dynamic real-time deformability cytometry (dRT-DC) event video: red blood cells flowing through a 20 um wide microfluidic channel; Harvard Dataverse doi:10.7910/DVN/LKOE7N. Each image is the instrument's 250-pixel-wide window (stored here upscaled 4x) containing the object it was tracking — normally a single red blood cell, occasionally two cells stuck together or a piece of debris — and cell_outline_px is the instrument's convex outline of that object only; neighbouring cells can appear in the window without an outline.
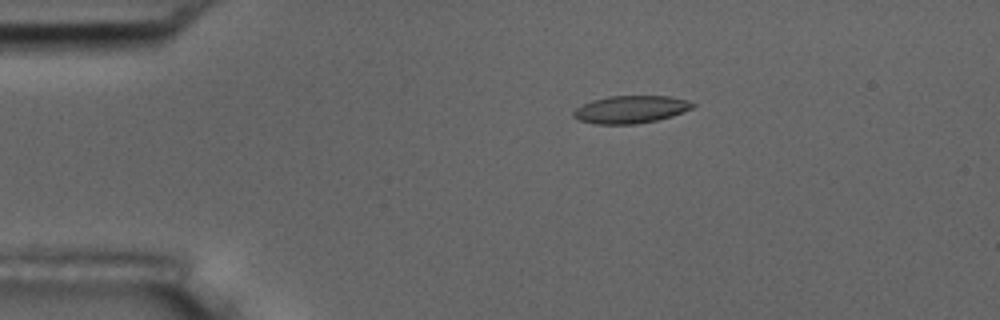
{"species": "common noctule bat (a hibernating species)", "species_latin": "Nyctalus noctula", "temperature_condition": "room temperature", "stored_images_in_passage": 5, "camera_frame_rate_fps": 3000, "um_per_image_px": 0.085, "animal": {"sex": "male", "body_mass_g": 17.5, "forearm_length_mm": 52.3}, "frame": {"image": 1, "passage_image": 3, "time_ms": 2.333, "image_size_px": [1000, 320], "cell_outline_px": [[696, 104], [692, 108], [672, 116], [656, 120], [636, 124], [596, 124], [580, 120], [572, 116], [572, 112], [576, 108], [592, 100], [608, 96], [668, 96], [688, 100]], "centroid_in_image_um": [53.6, 9.3], "position_along_channel_um": 31.4, "area_um2": 19.07}}